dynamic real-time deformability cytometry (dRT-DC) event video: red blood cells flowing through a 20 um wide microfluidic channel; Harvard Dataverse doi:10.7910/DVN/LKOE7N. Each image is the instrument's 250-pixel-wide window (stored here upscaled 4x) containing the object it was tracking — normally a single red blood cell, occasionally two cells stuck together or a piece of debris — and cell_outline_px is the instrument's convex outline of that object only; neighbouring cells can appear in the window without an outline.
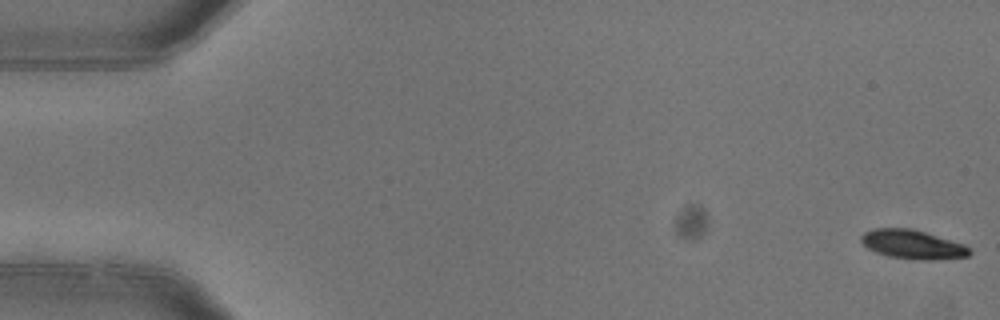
{"species": "common noctule bat (a hibernating species)", "species_latin": "Nyctalus noctula", "temperature_condition": "warm", "stored_images_in_passage": 5, "segment_of_instrument_passage": [1, 2], "camera_frame_rate_fps": 3000, "um_per_image_px": 0.085, "animal": {"sex": "female"}, "frame": {"image": 1, "passage_image": 1, "time_ms": 0.0, "image_size_px": [1000, 320], "cell_outline_px": [[972, 252], [968, 256], [928, 260], [920, 260], [888, 256], [876, 252], [868, 248], [860, 240], [860, 236], [864, 232], [872, 228], [912, 228], [964, 244]], "centroid_in_image_um": [77.54, 20.76], "position_along_channel_um": 7.5, "area_um2": 18.21}}
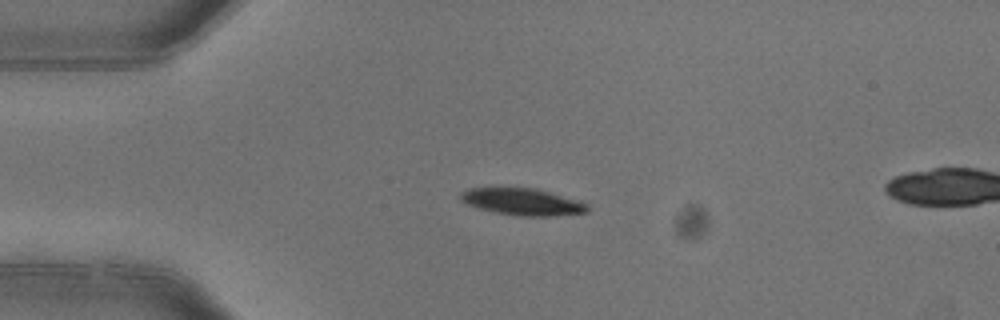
{"frame": {"image": 2, "passage_image": 3, "time_ms": 0.667, "image_size_px": [1000, 320], "cell_outline_px": [[588, 212], [548, 216], [520, 216], [496, 212], [480, 208], [468, 204], [460, 200], [460, 192], [468, 188], [536, 188], [576, 200], [588, 204]], "centroid_in_image_um": [44.39, 17.15], "position_along_channel_um": 40.6, "area_um2": 19.54}}